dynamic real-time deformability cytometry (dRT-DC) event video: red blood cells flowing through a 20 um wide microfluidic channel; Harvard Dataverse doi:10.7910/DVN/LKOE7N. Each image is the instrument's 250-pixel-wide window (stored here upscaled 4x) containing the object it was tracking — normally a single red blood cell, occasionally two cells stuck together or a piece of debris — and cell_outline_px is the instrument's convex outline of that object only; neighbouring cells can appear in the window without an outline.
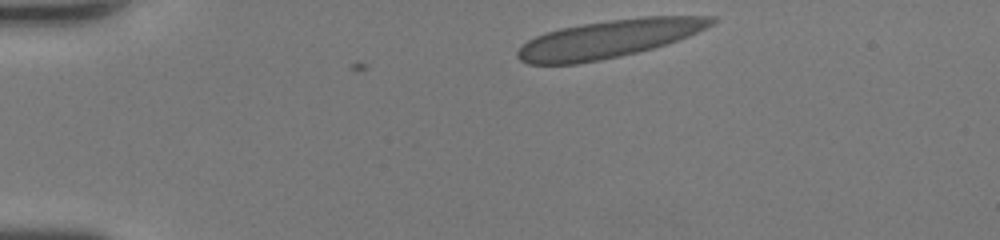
{"species": "human", "species_latin": "Homo sapiens", "temperature_condition": "room temperature", "stored_images_in_passage": 8, "camera_frame_rate_fps": 3000, "um_per_image_px": 0.085, "donor": {"sex": "female"}, "frame": {"image": 1, "passage_image": 1, "time_ms": 0.0, "image_size_px": [1000, 240], "cell_outline_px": [[720, 20], [688, 36], [668, 44], [620, 56], [600, 60], [576, 64], [528, 64], [520, 60], [516, 56], [516, 52], [528, 40], [536, 36], [560, 28], [608, 20], [644, 16], [716, 16]], "centroid_in_image_um": [51.77, 3.3], "position_along_channel_um": 33.2, "area_um2": 42.6}}